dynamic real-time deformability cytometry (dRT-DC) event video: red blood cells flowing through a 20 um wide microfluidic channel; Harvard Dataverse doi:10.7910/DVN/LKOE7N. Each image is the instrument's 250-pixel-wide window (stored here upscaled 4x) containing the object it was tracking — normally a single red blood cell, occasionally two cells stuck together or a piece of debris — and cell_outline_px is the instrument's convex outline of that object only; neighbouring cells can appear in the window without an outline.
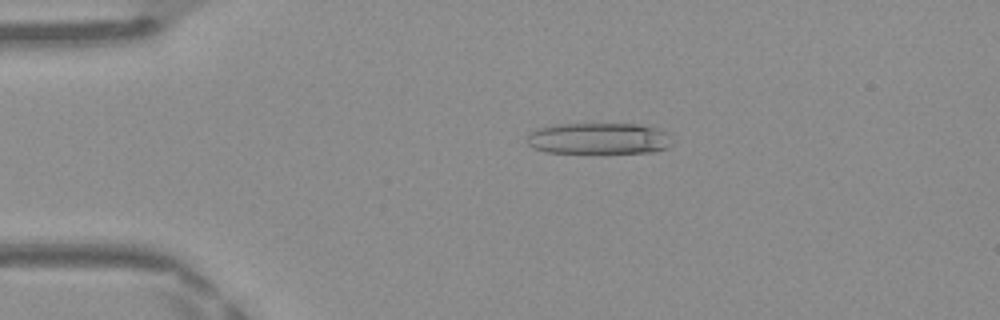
{"species": "Egyptian fruit bat (a non-hibernating species)", "species_latin": "Rousettus aegyptiacus", "temperature_condition": "warm", "stored_images_in_passage": 48, "camera_frame_rate_fps": 3000, "um_per_image_px": 0.085, "frame": {"image": 1, "passage_image": 10, "time_ms": 3.0, "image_size_px": [1000, 320], "cell_outline_px": [[672, 144], [656, 152], [548, 152], [536, 148], [528, 144], [528, 136], [536, 128], [556, 124], [640, 124], [656, 128], [664, 132]], "centroid_in_image_um": [50.88, 11.76], "position_along_channel_um": 34.1, "area_um2": 26.01}}
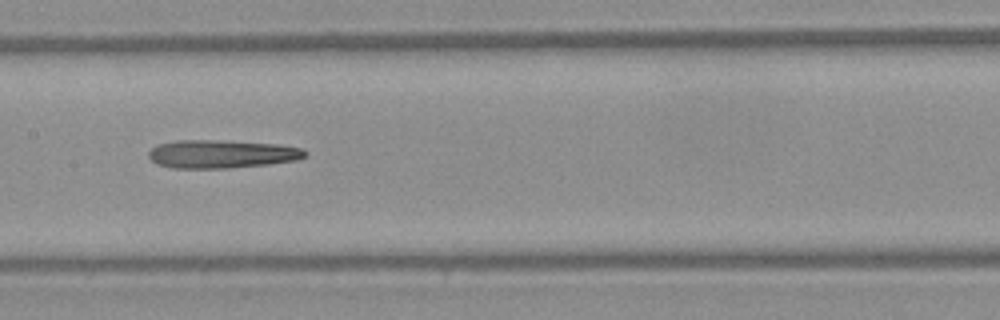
{"frame": {"image": 2, "passage_image": 24, "time_ms": 7.667, "image_size_px": [1000, 320], "cell_outline_px": [[308, 152], [304, 156], [296, 160], [268, 164], [228, 168], [172, 168], [156, 164], [148, 156], [148, 152], [152, 148], [160, 144], [176, 140], [216, 140], [276, 144], [300, 148]], "centroid_in_image_um": [18.8, 13.09], "position_along_channel_um": 188.6, "area_um2": 25.55}}
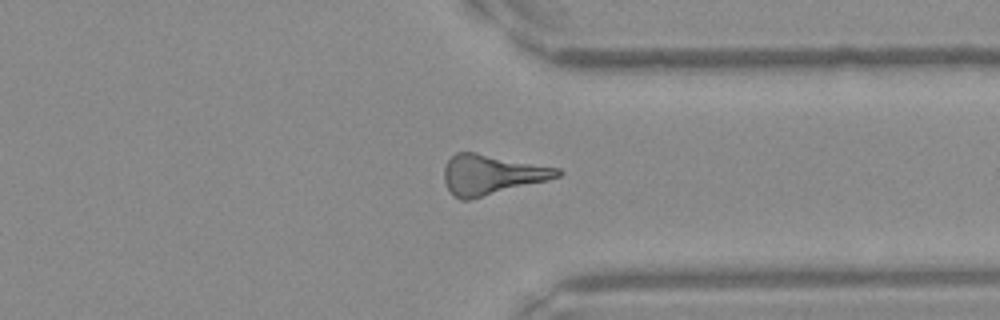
{"frame": {"image": 3, "passage_image": 37, "time_ms": 12.0, "image_size_px": [1000, 320], "cell_outline_px": [[564, 172], [560, 176], [548, 180], [468, 200], [460, 200], [452, 196], [444, 184], [444, 168], [448, 160], [456, 152], [476, 152], [560, 168]], "centroid_in_image_um": [41.77, 14.84], "position_along_channel_um": 369.6, "area_um2": 26.53}}